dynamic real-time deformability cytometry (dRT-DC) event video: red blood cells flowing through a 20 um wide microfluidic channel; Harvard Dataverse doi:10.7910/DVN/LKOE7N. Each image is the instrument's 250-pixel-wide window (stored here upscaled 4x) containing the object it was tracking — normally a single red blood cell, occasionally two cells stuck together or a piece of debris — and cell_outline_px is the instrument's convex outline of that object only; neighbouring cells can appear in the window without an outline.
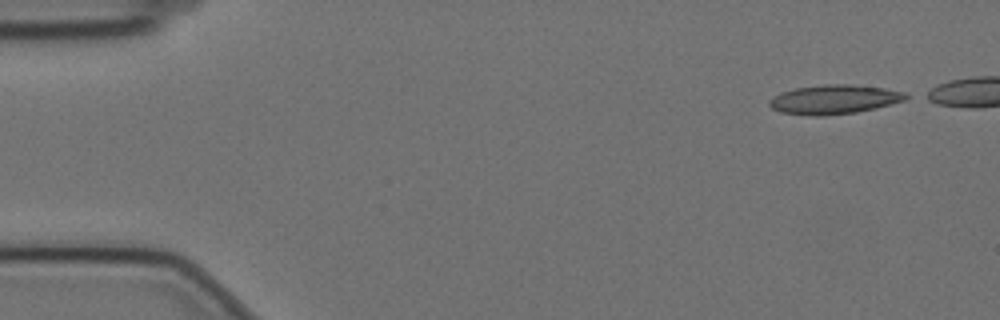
{"species": "Egyptian fruit bat (a non-hibernating species)", "species_latin": "Rousettus aegyptiacus", "temperature_condition": "cold", "stored_images_in_passage": 47, "camera_frame_rate_fps": 3000, "um_per_image_px": 0.085, "animal": {"sex": "female"}, "frame": {"image": 1, "passage_image": 1, "time_ms": 0.0, "image_size_px": [1000, 320], "cell_outline_px": [[912, 96], [908, 100], [876, 108], [856, 112], [824, 116], [812, 116], [780, 112], [772, 108], [768, 104], [768, 100], [780, 92], [796, 88], [824, 84], [852, 84], [884, 88], [904, 92]], "centroid_in_image_um": [70.93, 8.45], "position_along_channel_um": 14.1, "area_um2": 23.52}}
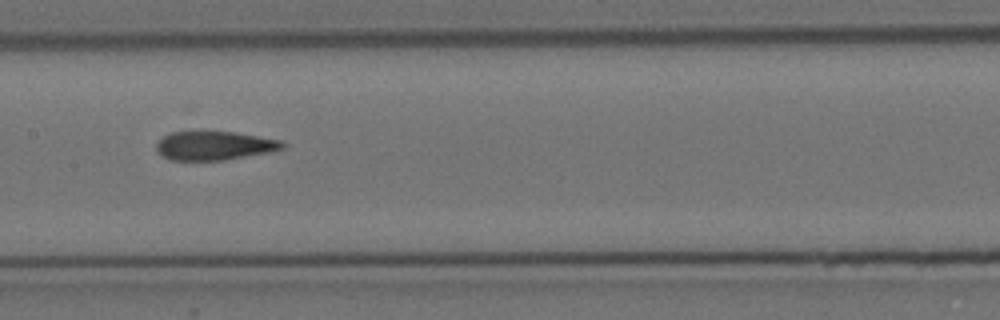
{"frame": {"image": 2, "passage_image": 25, "time_ms": 8.0, "image_size_px": [1000, 320], "cell_outline_px": [[284, 148], [268, 152], [224, 160], [172, 160], [164, 156], [156, 148], [156, 144], [164, 136], [172, 132], [232, 132], [284, 140]], "centroid_in_image_um": [18.25, 12.38], "position_along_channel_um": 189.1, "area_um2": 20.81}}
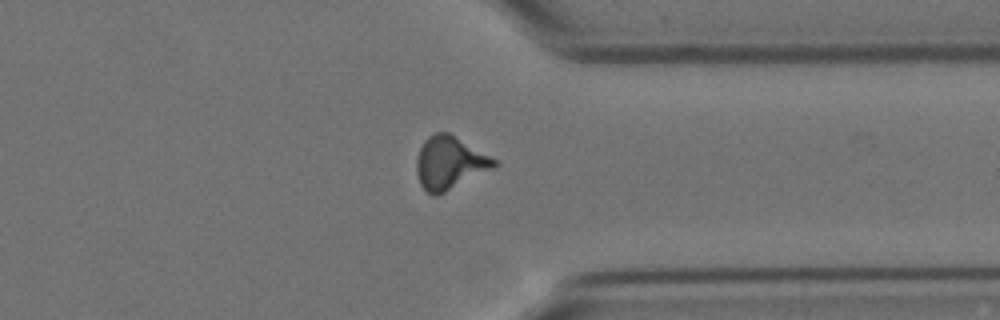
{"frame": {"image": 3, "passage_image": 41, "time_ms": 13.333, "image_size_px": [1000, 320], "cell_outline_px": [[500, 164], [436, 196], [432, 196], [420, 184], [416, 172], [416, 160], [420, 148], [424, 140], [428, 136], [436, 132], [448, 132], [496, 160]], "centroid_in_image_um": [38.17, 13.84], "position_along_channel_um": 373.2, "area_um2": 23.41}, "authors_computed_cell_mechanics": {"area_um2": 22.542, "velocity_mm_per_s": 3.527, "shape_relaxation_time_tau1_ms": null, "shape_relaxation_time_tau2_ms": 1.4882, "deformation_change_tau1": null, "deformation_change_tau2": 0.0817}}